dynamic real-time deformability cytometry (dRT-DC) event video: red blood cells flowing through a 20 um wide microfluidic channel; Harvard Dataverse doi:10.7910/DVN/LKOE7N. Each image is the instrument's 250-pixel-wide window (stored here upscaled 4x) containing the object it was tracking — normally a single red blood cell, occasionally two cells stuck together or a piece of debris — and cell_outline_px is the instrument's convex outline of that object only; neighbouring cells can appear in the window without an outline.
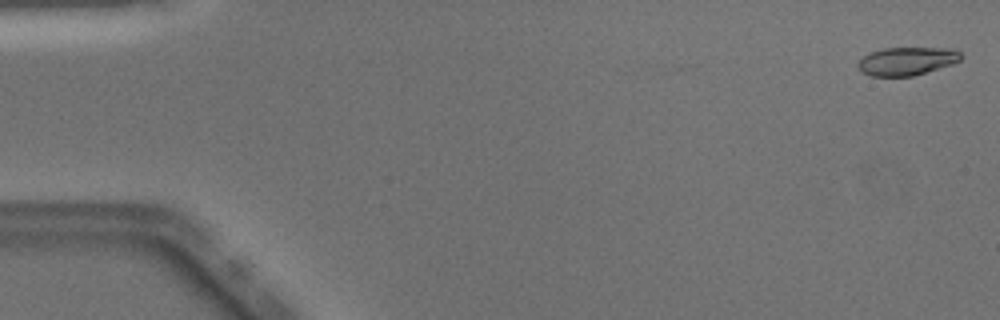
{"species": "Egyptian fruit bat (a non-hibernating species)", "species_latin": "Rousettus aegyptiacus", "temperature_condition": "warm", "stored_images_in_passage": 49, "camera_frame_rate_fps": 3000, "um_per_image_px": 0.085, "animal": {"sex": "male"}, "frame": {"image": 1, "passage_image": 1, "time_ms": 0.0, "image_size_px": [1000, 320], "cell_outline_px": [[964, 56], [960, 60], [952, 64], [912, 76], [872, 76], [864, 72], [856, 64], [864, 56], [872, 52], [884, 48], [952, 48], [960, 52]], "centroid_in_image_um": [77.12, 5.18], "position_along_channel_um": 7.9, "area_um2": 16.7}}
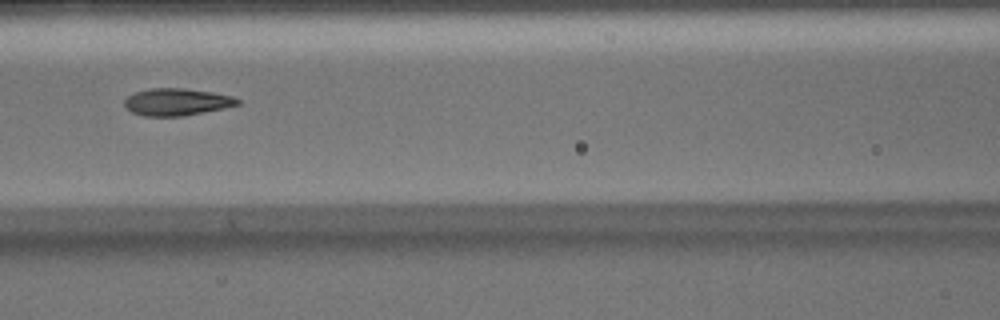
{"frame": {"image": 2, "passage_image": 22, "time_ms": 7.0, "image_size_px": [1000, 320], "cell_outline_px": [[240, 104], [224, 108], [180, 116], [144, 116], [132, 112], [124, 104], [124, 100], [128, 96], [136, 92], [148, 88], [184, 88], [212, 92], [232, 96], [240, 100]], "centroid_in_image_um": [15.02, 8.66], "position_along_channel_um": 151.6, "area_um2": 17.74}}
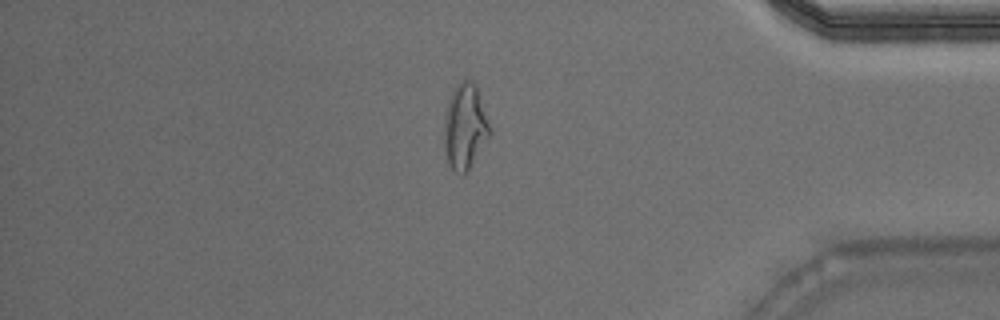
{"frame": {"image": 3, "passage_image": 42, "time_ms": 13.667, "image_size_px": [1000, 320], "cell_outline_px": [[492, 132], [468, 172], [464, 176], [460, 176], [448, 164], [444, 140], [444, 116], [452, 92], [456, 84], [460, 80], [472, 80], [476, 84]], "centroid_in_image_um": [39.53, 10.79], "position_along_channel_um": 395.7, "area_um2": 22.89}, "authors_computed_cell_mechanics": {"area_um2": 18.0914, "velocity_mm_per_s": 4.0821, "shape_relaxation_time_tau1_ms": 5.5623, "shape_relaxation_time_tau2_ms": 1.4278, "deformation_change_tau1": 0.2159, "deformation_change_tau2": 0.0883}}